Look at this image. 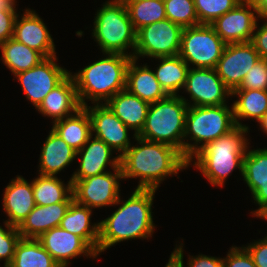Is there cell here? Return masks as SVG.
<instances>
[{
  "label": "cell",
  "mask_w": 267,
  "mask_h": 267,
  "mask_svg": "<svg viewBox=\"0 0 267 267\" xmlns=\"http://www.w3.org/2000/svg\"><path fill=\"white\" fill-rule=\"evenodd\" d=\"M260 55L251 42L226 44L215 70L231 90L238 88Z\"/></svg>",
  "instance_id": "obj_13"
},
{
  "label": "cell",
  "mask_w": 267,
  "mask_h": 267,
  "mask_svg": "<svg viewBox=\"0 0 267 267\" xmlns=\"http://www.w3.org/2000/svg\"><path fill=\"white\" fill-rule=\"evenodd\" d=\"M136 32L166 17L162 0H123Z\"/></svg>",
  "instance_id": "obj_32"
},
{
  "label": "cell",
  "mask_w": 267,
  "mask_h": 267,
  "mask_svg": "<svg viewBox=\"0 0 267 267\" xmlns=\"http://www.w3.org/2000/svg\"><path fill=\"white\" fill-rule=\"evenodd\" d=\"M184 89L193 101L188 106L225 105L232 91L223 83L215 68H189Z\"/></svg>",
  "instance_id": "obj_12"
},
{
  "label": "cell",
  "mask_w": 267,
  "mask_h": 267,
  "mask_svg": "<svg viewBox=\"0 0 267 267\" xmlns=\"http://www.w3.org/2000/svg\"><path fill=\"white\" fill-rule=\"evenodd\" d=\"M226 43L208 24L183 29L179 56L189 66L215 68Z\"/></svg>",
  "instance_id": "obj_8"
},
{
  "label": "cell",
  "mask_w": 267,
  "mask_h": 267,
  "mask_svg": "<svg viewBox=\"0 0 267 267\" xmlns=\"http://www.w3.org/2000/svg\"><path fill=\"white\" fill-rule=\"evenodd\" d=\"M257 11L250 0H242L210 25L226 43L250 42L257 24Z\"/></svg>",
  "instance_id": "obj_14"
},
{
  "label": "cell",
  "mask_w": 267,
  "mask_h": 267,
  "mask_svg": "<svg viewBox=\"0 0 267 267\" xmlns=\"http://www.w3.org/2000/svg\"><path fill=\"white\" fill-rule=\"evenodd\" d=\"M189 106L185 118L184 139L191 138L193 144L184 142V157L188 165L193 156L206 144L229 133L236 127L233 106ZM191 137H190V136ZM201 144V145H199ZM199 145V146H198Z\"/></svg>",
  "instance_id": "obj_6"
},
{
  "label": "cell",
  "mask_w": 267,
  "mask_h": 267,
  "mask_svg": "<svg viewBox=\"0 0 267 267\" xmlns=\"http://www.w3.org/2000/svg\"><path fill=\"white\" fill-rule=\"evenodd\" d=\"M183 27L165 18L136 32L133 58L173 57L180 51Z\"/></svg>",
  "instance_id": "obj_9"
},
{
  "label": "cell",
  "mask_w": 267,
  "mask_h": 267,
  "mask_svg": "<svg viewBox=\"0 0 267 267\" xmlns=\"http://www.w3.org/2000/svg\"><path fill=\"white\" fill-rule=\"evenodd\" d=\"M188 99L180 95H168L151 103L142 131L138 137L167 144L184 156L185 118Z\"/></svg>",
  "instance_id": "obj_5"
},
{
  "label": "cell",
  "mask_w": 267,
  "mask_h": 267,
  "mask_svg": "<svg viewBox=\"0 0 267 267\" xmlns=\"http://www.w3.org/2000/svg\"><path fill=\"white\" fill-rule=\"evenodd\" d=\"M257 217L267 220V206L257 215Z\"/></svg>",
  "instance_id": "obj_47"
},
{
  "label": "cell",
  "mask_w": 267,
  "mask_h": 267,
  "mask_svg": "<svg viewBox=\"0 0 267 267\" xmlns=\"http://www.w3.org/2000/svg\"><path fill=\"white\" fill-rule=\"evenodd\" d=\"M234 95H238V100L232 104L236 126L248 128L239 120L256 119L258 122L267 112V90L234 89L232 96Z\"/></svg>",
  "instance_id": "obj_27"
},
{
  "label": "cell",
  "mask_w": 267,
  "mask_h": 267,
  "mask_svg": "<svg viewBox=\"0 0 267 267\" xmlns=\"http://www.w3.org/2000/svg\"><path fill=\"white\" fill-rule=\"evenodd\" d=\"M257 267H267V236L244 247Z\"/></svg>",
  "instance_id": "obj_41"
},
{
  "label": "cell",
  "mask_w": 267,
  "mask_h": 267,
  "mask_svg": "<svg viewBox=\"0 0 267 267\" xmlns=\"http://www.w3.org/2000/svg\"><path fill=\"white\" fill-rule=\"evenodd\" d=\"M57 57H47L29 70L14 75L36 109L46 95L59 85L70 73L56 63Z\"/></svg>",
  "instance_id": "obj_11"
},
{
  "label": "cell",
  "mask_w": 267,
  "mask_h": 267,
  "mask_svg": "<svg viewBox=\"0 0 267 267\" xmlns=\"http://www.w3.org/2000/svg\"><path fill=\"white\" fill-rule=\"evenodd\" d=\"M155 192L153 189H135L126 201L118 198L114 205H122L99 222L98 255L119 242L152 237L155 224L151 207Z\"/></svg>",
  "instance_id": "obj_2"
},
{
  "label": "cell",
  "mask_w": 267,
  "mask_h": 267,
  "mask_svg": "<svg viewBox=\"0 0 267 267\" xmlns=\"http://www.w3.org/2000/svg\"><path fill=\"white\" fill-rule=\"evenodd\" d=\"M250 42L259 53L260 58L267 60V20L260 28L258 27V24H256Z\"/></svg>",
  "instance_id": "obj_42"
},
{
  "label": "cell",
  "mask_w": 267,
  "mask_h": 267,
  "mask_svg": "<svg viewBox=\"0 0 267 267\" xmlns=\"http://www.w3.org/2000/svg\"><path fill=\"white\" fill-rule=\"evenodd\" d=\"M135 140L141 146H130L120 156V167L123 179L140 178L136 189L157 190L166 177L177 175L189 166L185 157L172 146L138 136Z\"/></svg>",
  "instance_id": "obj_1"
},
{
  "label": "cell",
  "mask_w": 267,
  "mask_h": 267,
  "mask_svg": "<svg viewBox=\"0 0 267 267\" xmlns=\"http://www.w3.org/2000/svg\"><path fill=\"white\" fill-rule=\"evenodd\" d=\"M2 206L8 216L6 222L18 227L36 206L32 182L28 183L20 175L12 179L5 188Z\"/></svg>",
  "instance_id": "obj_20"
},
{
  "label": "cell",
  "mask_w": 267,
  "mask_h": 267,
  "mask_svg": "<svg viewBox=\"0 0 267 267\" xmlns=\"http://www.w3.org/2000/svg\"><path fill=\"white\" fill-rule=\"evenodd\" d=\"M37 239L61 267H67L71 258L81 254L92 258L98 256L81 237L60 227L48 230Z\"/></svg>",
  "instance_id": "obj_16"
},
{
  "label": "cell",
  "mask_w": 267,
  "mask_h": 267,
  "mask_svg": "<svg viewBox=\"0 0 267 267\" xmlns=\"http://www.w3.org/2000/svg\"><path fill=\"white\" fill-rule=\"evenodd\" d=\"M17 15L13 38L40 52L45 58L56 56L55 45L47 26L35 11L26 9L21 19Z\"/></svg>",
  "instance_id": "obj_17"
},
{
  "label": "cell",
  "mask_w": 267,
  "mask_h": 267,
  "mask_svg": "<svg viewBox=\"0 0 267 267\" xmlns=\"http://www.w3.org/2000/svg\"><path fill=\"white\" fill-rule=\"evenodd\" d=\"M137 59L131 58L126 71V90L149 104L168 96L155 77L154 72L145 64L138 66Z\"/></svg>",
  "instance_id": "obj_23"
},
{
  "label": "cell",
  "mask_w": 267,
  "mask_h": 267,
  "mask_svg": "<svg viewBox=\"0 0 267 267\" xmlns=\"http://www.w3.org/2000/svg\"><path fill=\"white\" fill-rule=\"evenodd\" d=\"M236 89L267 90V60L261 58L257 61Z\"/></svg>",
  "instance_id": "obj_38"
},
{
  "label": "cell",
  "mask_w": 267,
  "mask_h": 267,
  "mask_svg": "<svg viewBox=\"0 0 267 267\" xmlns=\"http://www.w3.org/2000/svg\"><path fill=\"white\" fill-rule=\"evenodd\" d=\"M95 15L92 35L103 54L120 53L133 58L136 30L129 18L124 1H106ZM130 47L132 54L126 52Z\"/></svg>",
  "instance_id": "obj_7"
},
{
  "label": "cell",
  "mask_w": 267,
  "mask_h": 267,
  "mask_svg": "<svg viewBox=\"0 0 267 267\" xmlns=\"http://www.w3.org/2000/svg\"><path fill=\"white\" fill-rule=\"evenodd\" d=\"M167 19L183 28L199 25L194 0H168L164 2Z\"/></svg>",
  "instance_id": "obj_33"
},
{
  "label": "cell",
  "mask_w": 267,
  "mask_h": 267,
  "mask_svg": "<svg viewBox=\"0 0 267 267\" xmlns=\"http://www.w3.org/2000/svg\"><path fill=\"white\" fill-rule=\"evenodd\" d=\"M71 202H60L46 206L36 205L17 227L21 238H39L48 230L59 227Z\"/></svg>",
  "instance_id": "obj_22"
},
{
  "label": "cell",
  "mask_w": 267,
  "mask_h": 267,
  "mask_svg": "<svg viewBox=\"0 0 267 267\" xmlns=\"http://www.w3.org/2000/svg\"><path fill=\"white\" fill-rule=\"evenodd\" d=\"M91 119L92 134L104 141L112 150L118 151L121 156L131 145L128 138V128L118 117L107 107L106 104H94L84 106Z\"/></svg>",
  "instance_id": "obj_15"
},
{
  "label": "cell",
  "mask_w": 267,
  "mask_h": 267,
  "mask_svg": "<svg viewBox=\"0 0 267 267\" xmlns=\"http://www.w3.org/2000/svg\"><path fill=\"white\" fill-rule=\"evenodd\" d=\"M257 11V16L267 20V0H250Z\"/></svg>",
  "instance_id": "obj_45"
},
{
  "label": "cell",
  "mask_w": 267,
  "mask_h": 267,
  "mask_svg": "<svg viewBox=\"0 0 267 267\" xmlns=\"http://www.w3.org/2000/svg\"><path fill=\"white\" fill-rule=\"evenodd\" d=\"M249 128L236 126L229 133L206 144L193 157L195 168L202 172L213 186H223L235 169L243 175V159L247 153Z\"/></svg>",
  "instance_id": "obj_4"
},
{
  "label": "cell",
  "mask_w": 267,
  "mask_h": 267,
  "mask_svg": "<svg viewBox=\"0 0 267 267\" xmlns=\"http://www.w3.org/2000/svg\"><path fill=\"white\" fill-rule=\"evenodd\" d=\"M40 154L39 174L44 176H56L77 157L76 151L52 129Z\"/></svg>",
  "instance_id": "obj_24"
},
{
  "label": "cell",
  "mask_w": 267,
  "mask_h": 267,
  "mask_svg": "<svg viewBox=\"0 0 267 267\" xmlns=\"http://www.w3.org/2000/svg\"><path fill=\"white\" fill-rule=\"evenodd\" d=\"M52 130L77 152L92 135L89 113L82 107L74 115L54 122Z\"/></svg>",
  "instance_id": "obj_26"
},
{
  "label": "cell",
  "mask_w": 267,
  "mask_h": 267,
  "mask_svg": "<svg viewBox=\"0 0 267 267\" xmlns=\"http://www.w3.org/2000/svg\"><path fill=\"white\" fill-rule=\"evenodd\" d=\"M102 174L80 180H71L73 200L90 209L112 206L120 197L119 179L123 180L122 170L113 169Z\"/></svg>",
  "instance_id": "obj_10"
},
{
  "label": "cell",
  "mask_w": 267,
  "mask_h": 267,
  "mask_svg": "<svg viewBox=\"0 0 267 267\" xmlns=\"http://www.w3.org/2000/svg\"><path fill=\"white\" fill-rule=\"evenodd\" d=\"M106 58L100 59L71 76L74 79L77 96L82 107L85 99L93 103L104 104L116 93L126 88V71L130 56L120 53H105Z\"/></svg>",
  "instance_id": "obj_3"
},
{
  "label": "cell",
  "mask_w": 267,
  "mask_h": 267,
  "mask_svg": "<svg viewBox=\"0 0 267 267\" xmlns=\"http://www.w3.org/2000/svg\"><path fill=\"white\" fill-rule=\"evenodd\" d=\"M223 267H257L248 251L243 247H231L226 258H223Z\"/></svg>",
  "instance_id": "obj_39"
},
{
  "label": "cell",
  "mask_w": 267,
  "mask_h": 267,
  "mask_svg": "<svg viewBox=\"0 0 267 267\" xmlns=\"http://www.w3.org/2000/svg\"><path fill=\"white\" fill-rule=\"evenodd\" d=\"M92 134L87 143L76 152V155L81 156L80 166L73 174L70 180H80L91 176L108 172L105 168L110 164L112 169H121L120 156L112 159V150L104 141ZM93 139V140H92ZM92 140V141H91ZM106 170V171H105Z\"/></svg>",
  "instance_id": "obj_18"
},
{
  "label": "cell",
  "mask_w": 267,
  "mask_h": 267,
  "mask_svg": "<svg viewBox=\"0 0 267 267\" xmlns=\"http://www.w3.org/2000/svg\"><path fill=\"white\" fill-rule=\"evenodd\" d=\"M183 243L180 244L175 250L171 253L168 263L165 267H184L183 264Z\"/></svg>",
  "instance_id": "obj_44"
},
{
  "label": "cell",
  "mask_w": 267,
  "mask_h": 267,
  "mask_svg": "<svg viewBox=\"0 0 267 267\" xmlns=\"http://www.w3.org/2000/svg\"><path fill=\"white\" fill-rule=\"evenodd\" d=\"M107 107L136 137L143 129L150 104L124 89L116 93L106 103Z\"/></svg>",
  "instance_id": "obj_21"
},
{
  "label": "cell",
  "mask_w": 267,
  "mask_h": 267,
  "mask_svg": "<svg viewBox=\"0 0 267 267\" xmlns=\"http://www.w3.org/2000/svg\"><path fill=\"white\" fill-rule=\"evenodd\" d=\"M242 176L243 180H267V148L247 150Z\"/></svg>",
  "instance_id": "obj_35"
},
{
  "label": "cell",
  "mask_w": 267,
  "mask_h": 267,
  "mask_svg": "<svg viewBox=\"0 0 267 267\" xmlns=\"http://www.w3.org/2000/svg\"><path fill=\"white\" fill-rule=\"evenodd\" d=\"M15 0H0V45L13 38L14 24L18 13Z\"/></svg>",
  "instance_id": "obj_37"
},
{
  "label": "cell",
  "mask_w": 267,
  "mask_h": 267,
  "mask_svg": "<svg viewBox=\"0 0 267 267\" xmlns=\"http://www.w3.org/2000/svg\"><path fill=\"white\" fill-rule=\"evenodd\" d=\"M258 122L260 124V127L263 129V132L267 134V112Z\"/></svg>",
  "instance_id": "obj_46"
},
{
  "label": "cell",
  "mask_w": 267,
  "mask_h": 267,
  "mask_svg": "<svg viewBox=\"0 0 267 267\" xmlns=\"http://www.w3.org/2000/svg\"><path fill=\"white\" fill-rule=\"evenodd\" d=\"M91 215L92 209L73 200L59 227L81 237L98 255L99 222L90 225Z\"/></svg>",
  "instance_id": "obj_25"
},
{
  "label": "cell",
  "mask_w": 267,
  "mask_h": 267,
  "mask_svg": "<svg viewBox=\"0 0 267 267\" xmlns=\"http://www.w3.org/2000/svg\"><path fill=\"white\" fill-rule=\"evenodd\" d=\"M35 204L39 206L72 202V182L67 185L57 176L40 175L32 181Z\"/></svg>",
  "instance_id": "obj_28"
},
{
  "label": "cell",
  "mask_w": 267,
  "mask_h": 267,
  "mask_svg": "<svg viewBox=\"0 0 267 267\" xmlns=\"http://www.w3.org/2000/svg\"><path fill=\"white\" fill-rule=\"evenodd\" d=\"M155 59L160 60L154 74L161 87L168 95H179V90L185 86L190 67L179 55Z\"/></svg>",
  "instance_id": "obj_29"
},
{
  "label": "cell",
  "mask_w": 267,
  "mask_h": 267,
  "mask_svg": "<svg viewBox=\"0 0 267 267\" xmlns=\"http://www.w3.org/2000/svg\"><path fill=\"white\" fill-rule=\"evenodd\" d=\"M242 0H194L200 24L210 25L217 18L231 11Z\"/></svg>",
  "instance_id": "obj_34"
},
{
  "label": "cell",
  "mask_w": 267,
  "mask_h": 267,
  "mask_svg": "<svg viewBox=\"0 0 267 267\" xmlns=\"http://www.w3.org/2000/svg\"><path fill=\"white\" fill-rule=\"evenodd\" d=\"M7 267H61L35 238H21Z\"/></svg>",
  "instance_id": "obj_30"
},
{
  "label": "cell",
  "mask_w": 267,
  "mask_h": 267,
  "mask_svg": "<svg viewBox=\"0 0 267 267\" xmlns=\"http://www.w3.org/2000/svg\"><path fill=\"white\" fill-rule=\"evenodd\" d=\"M0 49L2 62L14 75L31 69L45 59L40 52L17 42L14 38L2 43Z\"/></svg>",
  "instance_id": "obj_31"
},
{
  "label": "cell",
  "mask_w": 267,
  "mask_h": 267,
  "mask_svg": "<svg viewBox=\"0 0 267 267\" xmlns=\"http://www.w3.org/2000/svg\"><path fill=\"white\" fill-rule=\"evenodd\" d=\"M188 267H223V258H217L206 255H198L197 257H189Z\"/></svg>",
  "instance_id": "obj_43"
},
{
  "label": "cell",
  "mask_w": 267,
  "mask_h": 267,
  "mask_svg": "<svg viewBox=\"0 0 267 267\" xmlns=\"http://www.w3.org/2000/svg\"><path fill=\"white\" fill-rule=\"evenodd\" d=\"M259 208L252 213L257 216L267 206V180H244Z\"/></svg>",
  "instance_id": "obj_40"
},
{
  "label": "cell",
  "mask_w": 267,
  "mask_h": 267,
  "mask_svg": "<svg viewBox=\"0 0 267 267\" xmlns=\"http://www.w3.org/2000/svg\"><path fill=\"white\" fill-rule=\"evenodd\" d=\"M80 105L75 82L69 74L59 85L49 92L40 106L39 113L53 119V123L75 114ZM71 113V114H70Z\"/></svg>",
  "instance_id": "obj_19"
},
{
  "label": "cell",
  "mask_w": 267,
  "mask_h": 267,
  "mask_svg": "<svg viewBox=\"0 0 267 267\" xmlns=\"http://www.w3.org/2000/svg\"><path fill=\"white\" fill-rule=\"evenodd\" d=\"M4 225L7 230L0 226V261L4 259V267H7L14 257L15 248L21 239V235L17 227L8 224L6 221Z\"/></svg>",
  "instance_id": "obj_36"
}]
</instances>
